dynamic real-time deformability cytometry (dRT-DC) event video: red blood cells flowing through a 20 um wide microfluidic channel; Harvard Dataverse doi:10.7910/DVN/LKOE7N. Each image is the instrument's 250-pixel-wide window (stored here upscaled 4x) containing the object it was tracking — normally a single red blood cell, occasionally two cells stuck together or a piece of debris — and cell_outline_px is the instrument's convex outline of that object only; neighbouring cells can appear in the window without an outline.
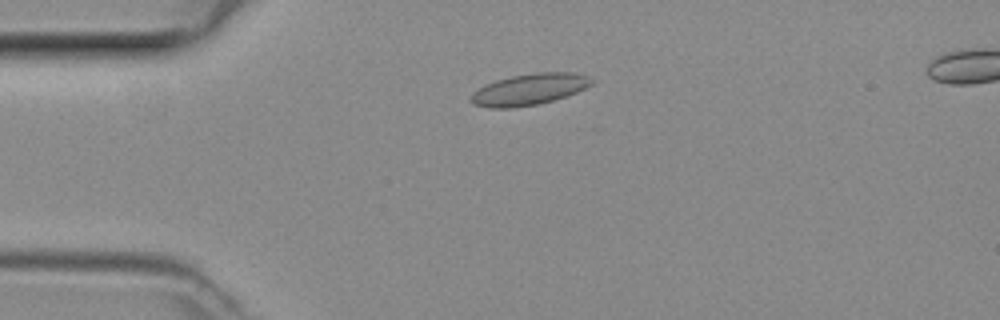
{"species": "common noctule bat (a hibernating species)", "species_latin": "Nyctalus noctula", "temperature_condition": "room temperature", "stored_images_in_passage": 46, "camera_frame_rate_fps": 3000, "um_per_image_px": 0.085, "animal": {"sex": "female", "body_mass_g": 29.2, "forearm_length_mm": 56.3}, "frame": {"image": 1, "passage_image": 9, "time_ms": 2.667, "image_size_px": [1000, 320], "cell_outline_px": [[596, 80], [592, 84], [576, 92], [552, 100], [536, 104], [512, 108], [488, 108], [476, 104], [468, 100], [472, 92], [484, 84], [496, 80], [512, 76], [536, 72], [576, 72], [588, 76]], "centroid_in_image_um": [44.97, 7.58], "position_along_channel_um": 40.0, "area_um2": 22.08}}
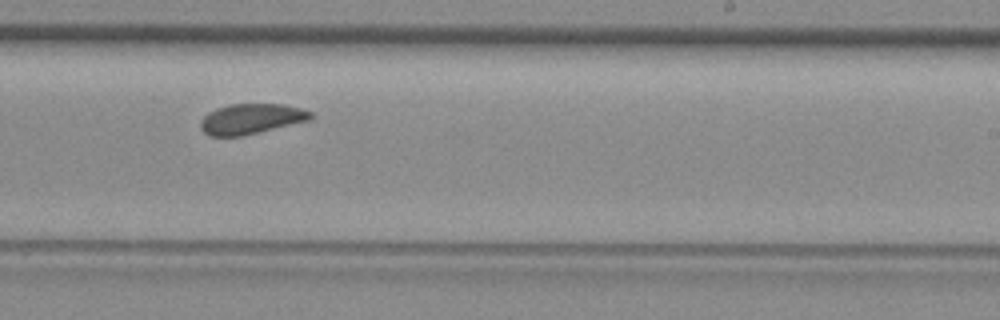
{"frame": {"image": 2, "passage_image": 27, "time_ms": 8.667, "image_size_px": [1000, 320], "cell_outline_px": [[312, 120], [244, 136], [208, 136], [200, 128], [200, 120], [208, 112], [216, 108], [228, 104], [284, 104], [300, 108], [312, 112]], "centroid_in_image_um": [21.35, 10.11], "position_along_channel_um": 267.7, "area_um2": 19.77}}
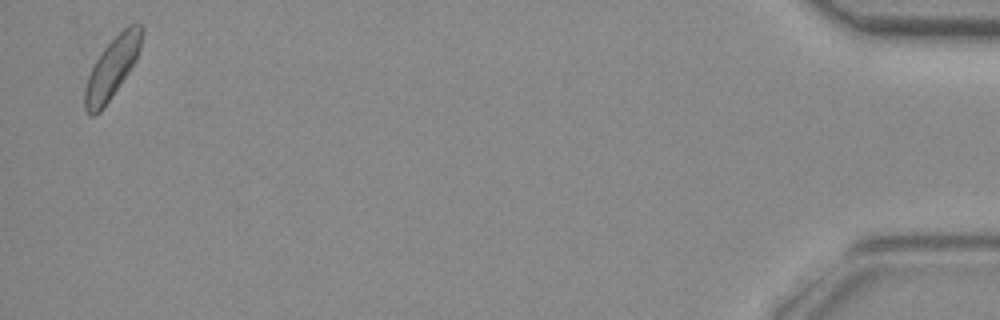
{"frame": {"image": 3, "passage_image": 45, "time_ms": 14.667, "image_size_px": [1000, 320], "cell_outline_px": [[144, 32], [140, 48], [136, 60], [120, 84], [100, 112], [92, 116], [84, 108], [84, 88], [88, 76], [100, 52], [128, 24], [140, 24], [144, 28]], "centroid_in_image_um": [9.53, 5.75], "position_along_channel_um": 425.7, "area_um2": 19.83}}